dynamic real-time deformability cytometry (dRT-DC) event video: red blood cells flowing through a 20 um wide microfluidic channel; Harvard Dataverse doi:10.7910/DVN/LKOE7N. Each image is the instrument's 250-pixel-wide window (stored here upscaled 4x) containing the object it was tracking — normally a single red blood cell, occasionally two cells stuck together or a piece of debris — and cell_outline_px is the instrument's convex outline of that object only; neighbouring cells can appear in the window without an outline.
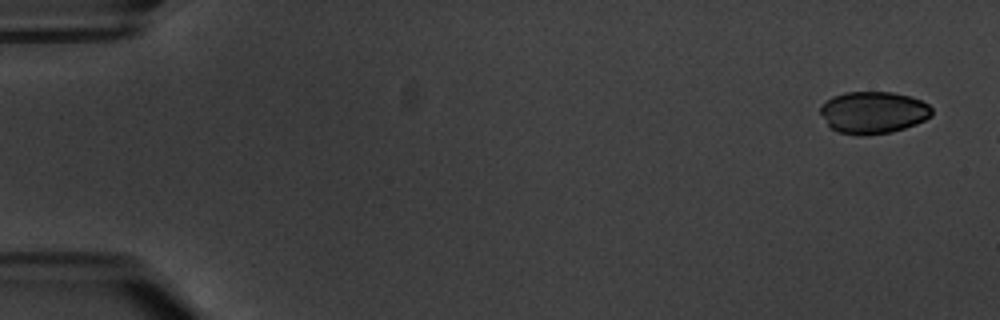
{"species": "common noctule bat (a hibernating species)", "species_latin": "Nyctalus noctula", "temperature_condition": "warm", "stored_images_in_passage": 3, "camera_frame_rate_fps": 3000, "um_per_image_px": 0.085, "animal": {"sex": "male", "body_mass_g": 20.1, "forearm_length_mm": 53.5}, "frame": {"image": 1, "passage_image": 1, "time_ms": 0.0, "image_size_px": [1000, 320], "cell_outline_px": [[932, 116], [916, 124], [892, 132], [836, 132], [828, 124], [820, 112], [820, 104], [824, 100], [832, 96], [844, 92], [892, 92], [908, 96], [920, 100], [928, 104], [932, 108]], "centroid_in_image_um": [74.23, 9.5], "position_along_channel_um": 10.8, "area_um2": 26.7}}